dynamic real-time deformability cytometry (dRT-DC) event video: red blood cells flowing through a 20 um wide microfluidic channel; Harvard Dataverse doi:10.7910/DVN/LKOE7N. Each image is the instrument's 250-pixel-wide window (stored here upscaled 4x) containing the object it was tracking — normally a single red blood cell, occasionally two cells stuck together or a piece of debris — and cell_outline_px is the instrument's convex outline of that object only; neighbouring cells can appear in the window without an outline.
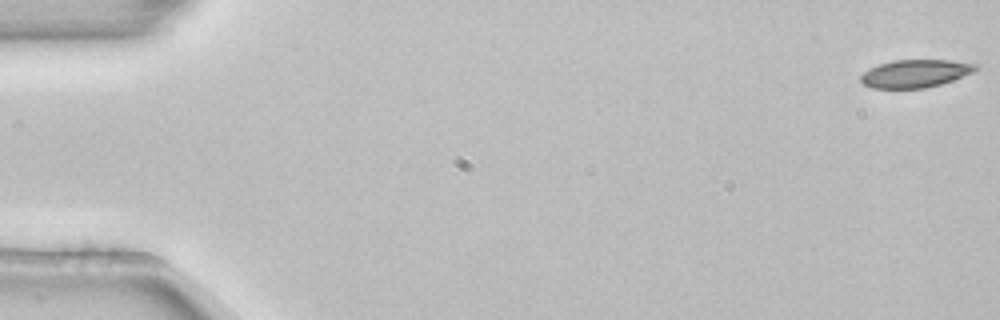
{"species": "common noctule bat (a hibernating species)", "species_latin": "Nyctalus noctula", "temperature_condition": "room temperature", "stored_images_in_passage": 4, "camera_frame_rate_fps": 3000, "um_per_image_px": 0.085, "animal": {"sex": "female", "body_mass_g": 22.7, "forearm_length_mm": 54.2}, "frame": {"image": 1, "passage_image": 1, "time_ms": 0.0, "image_size_px": [1000, 320], "cell_outline_px": [[980, 68], [972, 72], [952, 80], [940, 84], [924, 88], [872, 88], [864, 84], [860, 80], [860, 76], [868, 68], [892, 60], [948, 60], [980, 64]], "centroid_in_image_um": [77.8, 6.24], "position_along_channel_um": 7.2, "area_um2": 18.61}}
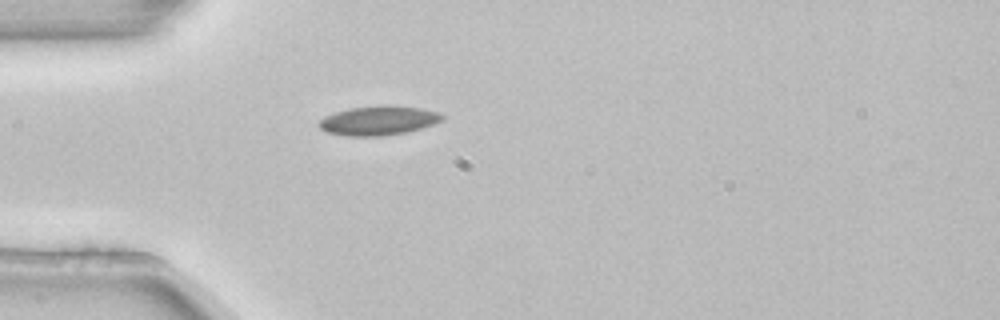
{"frame": {"image": 2, "passage_image": 4, "time_ms": 1.0, "image_size_px": [1000, 320], "cell_outline_px": [[444, 120], [408, 132], [384, 136], [348, 136], [324, 132], [316, 124], [320, 120], [336, 112], [352, 108], [420, 108], [440, 112], [444, 116]], "centroid_in_image_um": [32.16, 10.31], "position_along_channel_um": 52.8, "area_um2": 20.11}}